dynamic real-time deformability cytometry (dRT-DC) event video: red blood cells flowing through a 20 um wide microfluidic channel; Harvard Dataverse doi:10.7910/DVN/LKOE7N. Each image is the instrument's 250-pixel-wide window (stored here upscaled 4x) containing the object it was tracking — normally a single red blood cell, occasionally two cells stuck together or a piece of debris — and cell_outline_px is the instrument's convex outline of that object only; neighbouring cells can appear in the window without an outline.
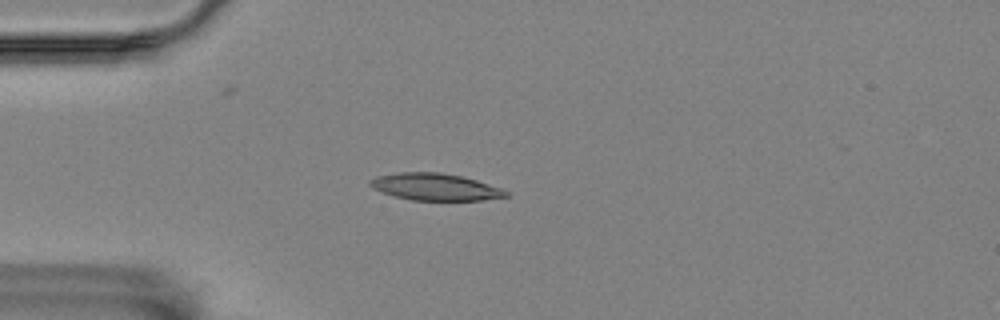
{"species": "Egyptian fruit bat (a non-hibernating species)", "species_latin": "Rousettus aegyptiacus", "temperature_condition": "room temperature", "stored_images_in_passage": 9, "camera_frame_rate_fps": 3000, "um_per_image_px": 0.085, "animal": {"sex": "female"}, "frame": {"image": 1, "passage_image": 3, "time_ms": 0.667, "image_size_px": [1000, 320], "cell_outline_px": [[508, 196], [480, 200], [412, 200], [396, 196], [372, 188], [368, 184], [368, 180], [376, 176], [400, 172], [440, 172], [460, 176], [476, 180], [500, 188], [508, 192]], "centroid_in_image_um": [36.95, 15.88], "position_along_channel_um": 48.1, "area_um2": 21.1}}
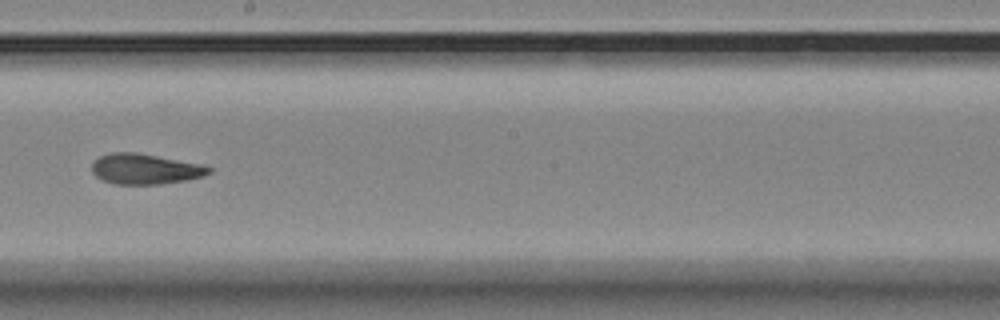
{"frame": {"image": 2, "passage_image": 8, "time_ms": 2.333, "image_size_px": [1000, 320], "cell_outline_px": [[212, 172], [200, 176], [184, 180], [160, 184], [116, 184], [104, 180], [96, 176], [92, 172], [92, 164], [100, 156], [112, 152], [136, 152], [204, 164], [212, 168]], "centroid_in_image_um": [12.35, 14.35], "position_along_channel_um": 235.9, "area_um2": 20.63}}
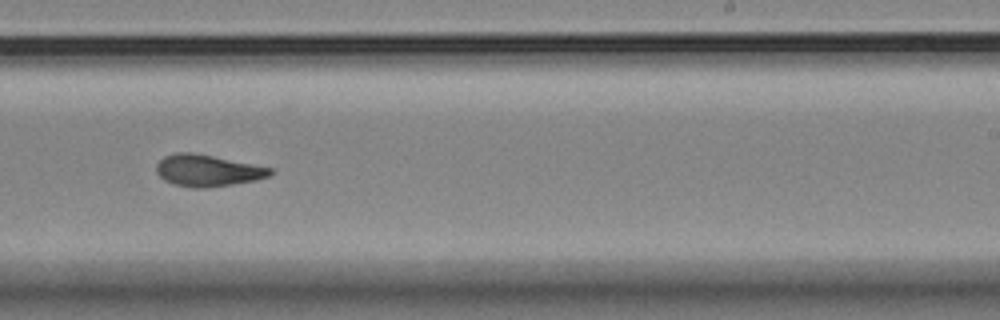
{"frame": {"image": 3, "passage_image": 9, "time_ms": 2.667, "image_size_px": [1000, 320], "cell_outline_px": [[272, 172], [268, 176], [256, 180], [232, 184], [204, 188], [192, 188], [172, 184], [164, 180], [156, 172], [156, 164], [164, 156], [176, 152], [192, 152], [272, 168]], "centroid_in_image_um": [17.59, 14.5], "position_along_channel_um": 271.4, "area_um2": 20.87}}